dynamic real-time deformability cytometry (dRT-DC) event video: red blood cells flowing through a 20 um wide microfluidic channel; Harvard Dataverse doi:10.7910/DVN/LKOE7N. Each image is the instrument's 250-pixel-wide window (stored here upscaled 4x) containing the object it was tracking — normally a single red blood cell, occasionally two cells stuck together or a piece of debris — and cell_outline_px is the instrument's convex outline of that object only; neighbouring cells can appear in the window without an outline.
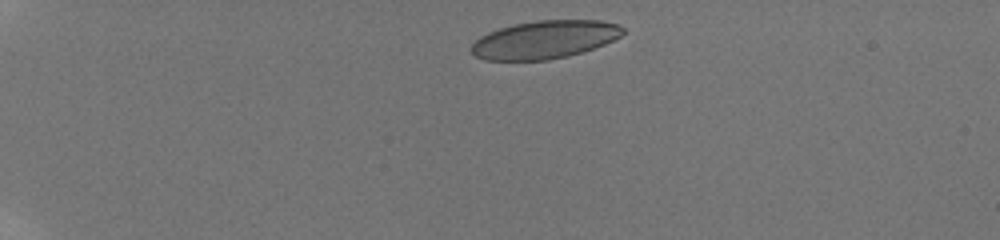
{"species": "human", "species_latin": "Homo sapiens", "temperature_condition": "room temperature", "stored_images_in_passage": 18, "camera_frame_rate_fps": 3000, "um_per_image_px": 0.085, "donor": {"sex": "male"}, "frame": {"image": 1, "passage_image": 1, "time_ms": 0.0, "image_size_px": [1000, 240], "cell_outline_px": [[624, 32], [620, 36], [604, 44], [568, 56], [548, 60], [484, 60], [476, 56], [468, 48], [480, 36], [488, 32], [512, 24], [536, 20], [600, 20], [620, 24], [624, 28]], "centroid_in_image_um": [46.27, 3.36], "position_along_channel_um": 38.7, "area_um2": 33.64}}
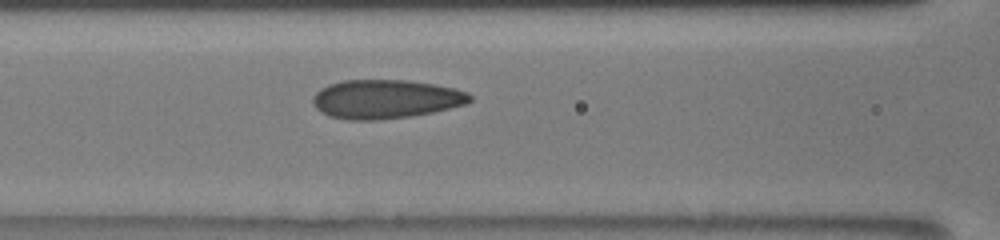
{"frame": {"image": 2, "passage_image": 7, "time_ms": 4.667, "image_size_px": [1000, 240], "cell_outline_px": [[472, 100], [468, 104], [432, 112], [408, 116], [376, 120], [348, 120], [328, 116], [320, 112], [312, 104], [312, 96], [320, 88], [328, 84], [344, 80], [408, 80], [456, 88], [468, 92], [472, 96]], "centroid_in_image_um": [32.76, 8.42], "position_along_channel_um": 133.8, "area_um2": 35.84}}
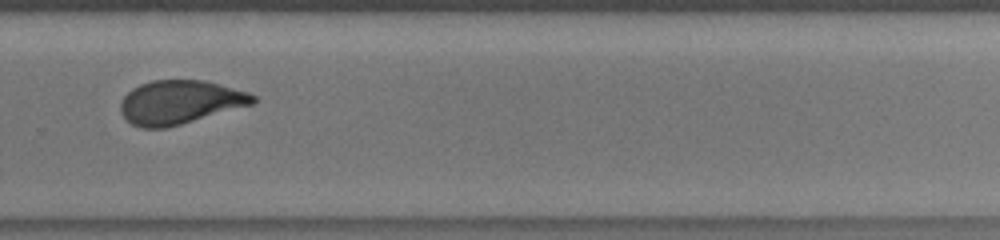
{"frame": {"image": 3, "passage_image": 18, "time_ms": 9.333, "image_size_px": [1000, 240], "cell_outline_px": [[256, 100], [252, 104], [180, 124], [164, 128], [140, 128], [132, 124], [120, 112], [120, 104], [124, 96], [132, 88], [140, 84], [152, 80], [204, 80], [220, 84], [248, 92], [256, 96]], "centroid_in_image_um": [15.26, 8.68], "position_along_channel_um": 314.5, "area_um2": 33.47}}